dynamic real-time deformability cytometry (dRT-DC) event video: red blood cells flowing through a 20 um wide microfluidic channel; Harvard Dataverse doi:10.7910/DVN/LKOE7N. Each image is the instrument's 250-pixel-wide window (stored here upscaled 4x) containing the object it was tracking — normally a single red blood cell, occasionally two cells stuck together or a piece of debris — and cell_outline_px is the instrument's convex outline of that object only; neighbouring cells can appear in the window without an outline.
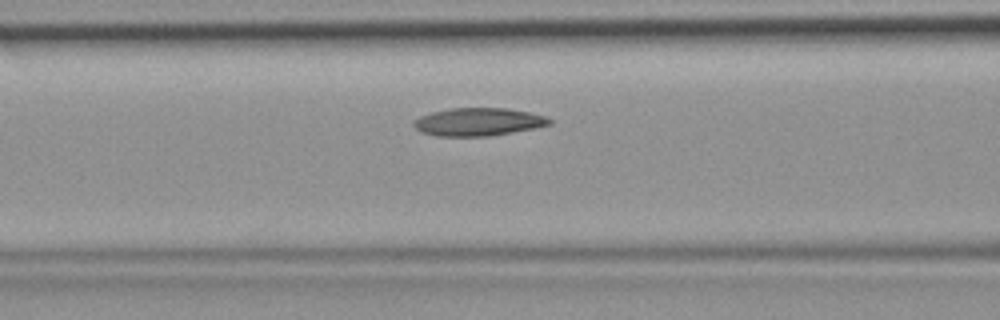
{"species": "common noctule bat (a hibernating species)", "species_latin": "Nyctalus noctula", "temperature_condition": "room temperature", "stored_images_in_passage": 15, "camera_frame_rate_fps": 3000, "um_per_image_px": 0.085, "animal": {"sex": "female", "body_mass_g": 19.9}, "frame": {"image": 1, "passage_image": 13, "time_ms": 4.0, "image_size_px": [1000, 320], "cell_outline_px": [[552, 124], [536, 128], [488, 136], [436, 136], [420, 132], [412, 124], [412, 120], [420, 116], [432, 112], [452, 108], [508, 108], [548, 116], [552, 120]], "centroid_in_image_um": [40.66, 10.36], "position_along_channel_um": 125.9, "area_um2": 22.25}}